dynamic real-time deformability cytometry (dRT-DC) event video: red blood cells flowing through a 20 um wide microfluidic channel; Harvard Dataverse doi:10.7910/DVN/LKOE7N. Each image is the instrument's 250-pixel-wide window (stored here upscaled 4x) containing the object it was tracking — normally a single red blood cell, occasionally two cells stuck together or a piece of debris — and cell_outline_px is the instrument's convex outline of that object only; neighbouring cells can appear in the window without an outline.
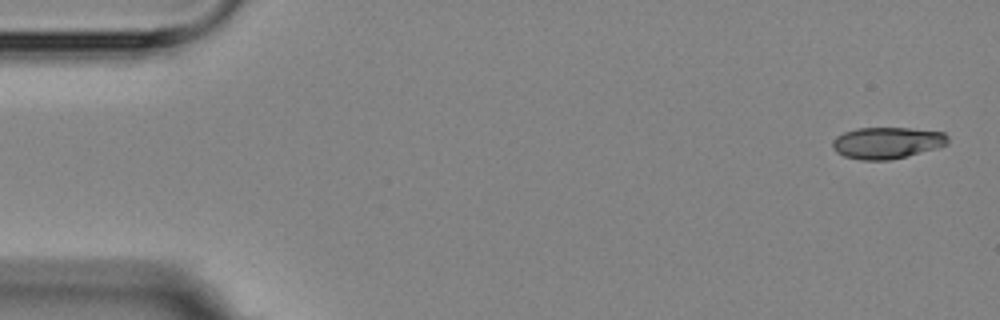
{"species": "Egyptian fruit bat (a non-hibernating species)", "species_latin": "Rousettus aegyptiacus", "temperature_condition": "room temperature", "stored_images_in_passage": 4, "camera_frame_rate_fps": 3000, "um_per_image_px": 0.085, "animal": {"sex": "female"}, "frame": {"image": 1, "passage_image": 1, "time_ms": 0.0, "image_size_px": [1000, 320], "cell_outline_px": [[948, 144], [936, 148], [888, 160], [860, 160], [844, 156], [836, 152], [832, 148], [832, 140], [836, 136], [844, 132], [856, 128], [908, 128], [944, 132], [948, 136]], "centroid_in_image_um": [75.36, 12.13], "position_along_channel_um": 9.6, "area_um2": 21.15}}
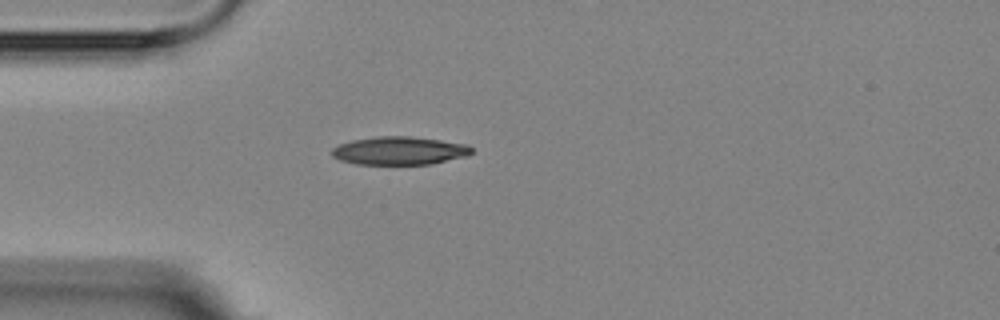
{"frame": {"image": 2, "passage_image": 4, "time_ms": 4.333, "image_size_px": [1000, 320], "cell_outline_px": [[472, 152], [468, 156], [432, 164], [356, 164], [340, 160], [332, 156], [332, 148], [340, 144], [352, 140], [376, 136], [408, 136], [440, 140], [468, 144], [472, 148]], "centroid_in_image_um": [33.97, 12.81], "position_along_channel_um": 51.0, "area_um2": 23.0}}